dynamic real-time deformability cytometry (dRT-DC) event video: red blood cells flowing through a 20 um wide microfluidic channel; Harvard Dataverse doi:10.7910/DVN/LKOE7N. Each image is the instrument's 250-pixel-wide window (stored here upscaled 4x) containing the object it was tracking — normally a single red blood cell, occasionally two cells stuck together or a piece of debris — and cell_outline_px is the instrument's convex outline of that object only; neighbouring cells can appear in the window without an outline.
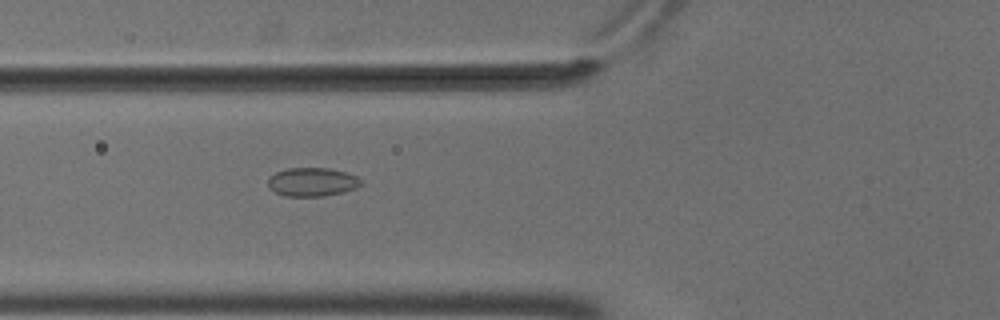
{"species": "common noctule bat (a hibernating species)", "species_latin": "Nyctalus noctula", "temperature_condition": "cold", "stored_images_in_passage": 4, "camera_frame_rate_fps": 3000, "um_per_image_px": 0.085, "animal": {"sex": "male", "body_mass_g": 18.8}, "frame": {"image": 1, "passage_image": 4, "time_ms": 1.0, "image_size_px": [1000, 320], "cell_outline_px": [[360, 184], [356, 188], [344, 192], [324, 196], [284, 196], [268, 188], [268, 180], [276, 172], [288, 168], [328, 168], [344, 172], [356, 176], [360, 180]], "centroid_in_image_um": [26.51, 15.47], "position_along_channel_um": 99.3, "area_um2": 15.37}}